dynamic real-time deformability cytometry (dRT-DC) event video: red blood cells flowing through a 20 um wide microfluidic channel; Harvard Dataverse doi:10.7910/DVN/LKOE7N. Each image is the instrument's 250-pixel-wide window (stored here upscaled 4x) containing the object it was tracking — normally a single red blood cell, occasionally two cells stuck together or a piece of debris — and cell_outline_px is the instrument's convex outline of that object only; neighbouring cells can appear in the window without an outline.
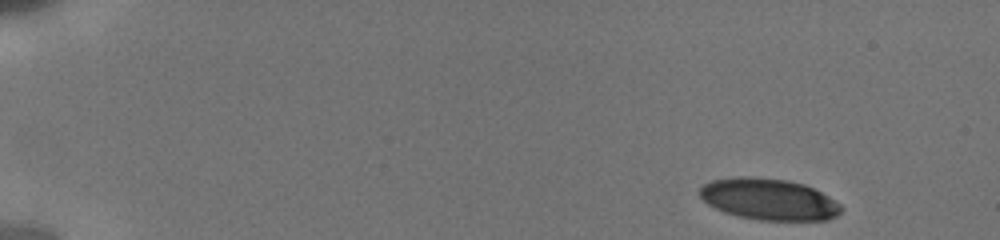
{"species": "human", "species_latin": "Homo sapiens", "temperature_condition": "cold", "stored_images_in_passage": 11, "camera_frame_rate_fps": 3000, "um_per_image_px": 0.085, "donor": {"sex": "male"}, "frame": {"image": 1, "passage_image": 1, "time_ms": 0.0, "image_size_px": [1000, 240], "cell_outline_px": [[844, 208], [836, 216], [828, 220], [760, 220], [740, 216], [724, 212], [708, 204], [700, 196], [700, 188], [704, 184], [712, 180], [740, 176], [748, 176], [788, 180], [804, 184], [828, 196], [840, 204]], "centroid_in_image_um": [65.36, 16.93], "position_along_channel_um": 19.6, "area_um2": 33.99}}
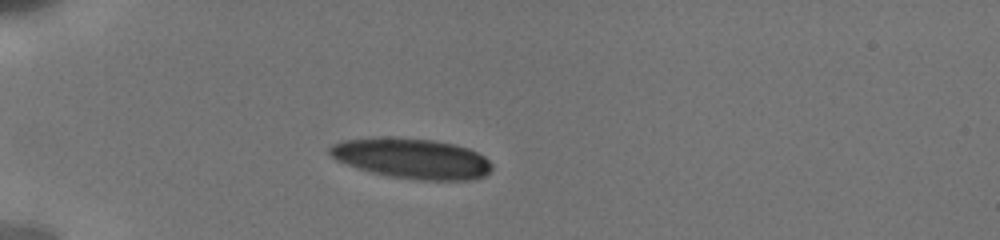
{"frame": {"image": 2, "passage_image": 8, "time_ms": 3.667, "image_size_px": [1000, 240], "cell_outline_px": [[492, 168], [484, 176], [476, 180], [416, 180], [392, 176], [372, 172], [356, 168], [336, 160], [328, 152], [328, 148], [332, 144], [344, 140], [432, 140], [452, 144], [468, 148], [484, 156], [492, 164]], "centroid_in_image_um": [35.07, 13.53], "position_along_channel_um": 49.9, "area_um2": 36.88}}
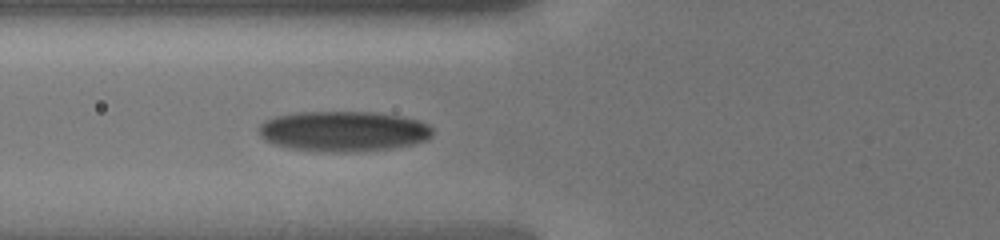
{"frame": {"image": 3, "passage_image": 11, "time_ms": 5.667, "image_size_px": [1000, 240], "cell_outline_px": [[432, 132], [428, 140], [412, 144], [388, 148], [344, 152], [336, 152], [288, 148], [272, 144], [264, 140], [260, 136], [256, 128], [264, 120], [276, 116], [296, 112], [376, 112], [400, 116], [416, 120], [428, 124], [432, 128]], "centroid_in_image_um": [29.12, 11.14], "position_along_channel_um": 96.7, "area_um2": 40.81}}